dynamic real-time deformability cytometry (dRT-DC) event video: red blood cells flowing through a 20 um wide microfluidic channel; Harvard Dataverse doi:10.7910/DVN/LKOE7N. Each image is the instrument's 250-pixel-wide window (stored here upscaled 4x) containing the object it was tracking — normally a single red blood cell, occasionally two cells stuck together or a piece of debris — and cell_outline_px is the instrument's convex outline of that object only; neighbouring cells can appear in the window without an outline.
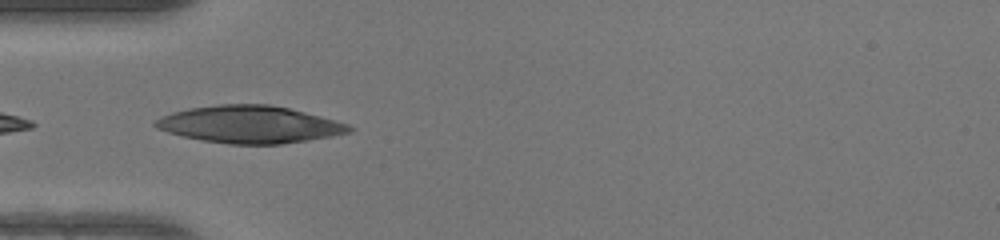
{"species": "human", "species_latin": "Homo sapiens", "temperature_condition": "warm", "stored_images_in_passage": 28, "camera_frame_rate_fps": 3000, "um_per_image_px": 0.085, "donor": {"sex": "female"}, "frame": {"image": 1, "passage_image": 1, "time_ms": 0.0, "image_size_px": [1000, 240], "cell_outline_px": [[356, 128], [352, 132], [332, 136], [280, 144], [228, 144], [200, 140], [168, 132], [156, 128], [152, 124], [160, 116], [172, 112], [188, 108], [220, 104], [268, 104], [288, 108], [320, 116], [348, 124]], "centroid_in_image_um": [21.2, 10.58], "position_along_channel_um": 63.8, "area_um2": 42.02}}
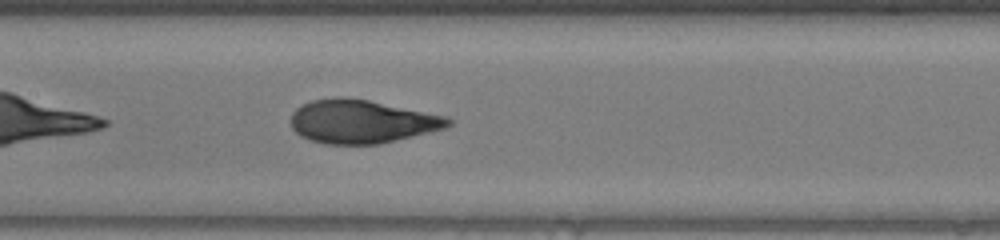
{"frame": {"image": 2, "passage_image": 9, "time_ms": 2.667, "image_size_px": [1000, 240], "cell_outline_px": [[456, 120], [452, 124], [444, 128], [432, 132], [380, 144], [324, 144], [308, 140], [300, 136], [292, 128], [292, 112], [296, 108], [312, 100], [332, 96], [344, 96], [368, 100], [448, 116]], "centroid_in_image_um": [30.77, 10.33], "position_along_channel_um": 176.6, "area_um2": 40.29}}
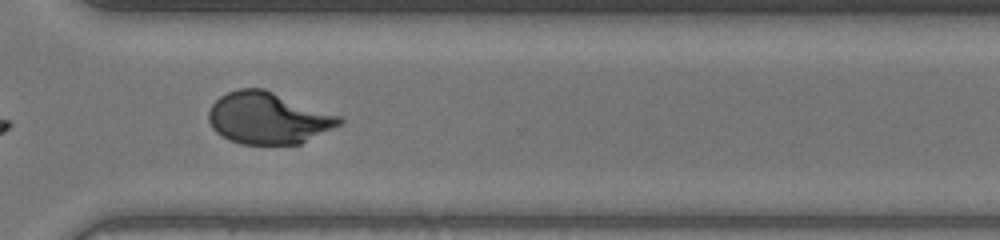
{"frame": {"image": 3, "passage_image": 21, "time_ms": 6.667, "image_size_px": [1000, 240], "cell_outline_px": [[344, 124], [300, 144], [240, 144], [228, 140], [220, 136], [212, 128], [208, 120], [208, 112], [212, 104], [220, 96], [228, 92], [240, 88], [264, 88], [340, 116], [344, 120]], "centroid_in_image_um": [22.79, 10.05], "position_along_channel_um": 347.8, "area_um2": 39.71}, "authors_computed_cell_mechanics": {"area_um2": 39.593, "velocity_mm_per_s": 4.2637, "shape_relaxation_time_tau1_ms": 4.4312, "shape_relaxation_time_tau2_ms": null, "deformation_change_tau1": 0.2491, "deformation_change_tau2": null}}